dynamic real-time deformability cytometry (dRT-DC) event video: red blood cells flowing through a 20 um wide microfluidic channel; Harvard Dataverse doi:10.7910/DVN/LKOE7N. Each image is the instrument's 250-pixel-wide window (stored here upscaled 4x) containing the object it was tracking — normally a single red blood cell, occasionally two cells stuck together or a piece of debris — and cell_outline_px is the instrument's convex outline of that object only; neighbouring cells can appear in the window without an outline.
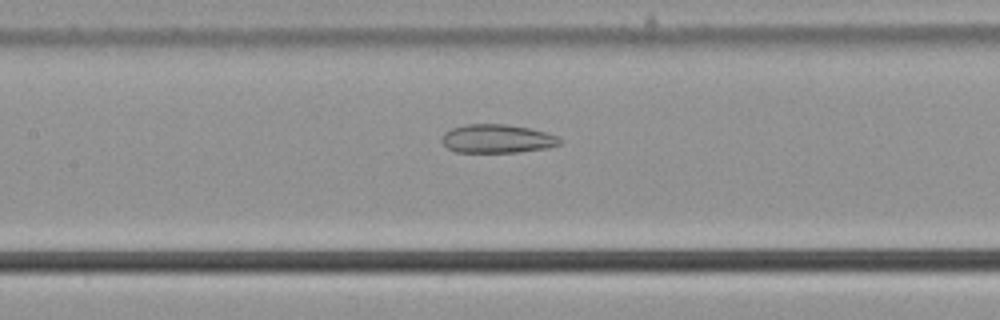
{"species": "common noctule bat (a hibernating species)", "species_latin": "Nyctalus noctula", "temperature_condition": "cold", "stored_images_in_passage": 54, "camera_frame_rate_fps": 3000, "um_per_image_px": 0.085, "animal": {"sex": "male", "body_mass_g": 21.5, "forearm_length_mm": 52.0}, "frame": {"image": 1, "passage_image": 25, "time_ms": 8.0, "image_size_px": [1000, 320], "cell_outline_px": [[564, 140], [560, 144], [548, 148], [516, 152], [456, 152], [448, 148], [440, 140], [444, 132], [452, 128], [464, 124], [504, 124], [528, 128], [560, 136]], "centroid_in_image_um": [42.27, 11.79], "position_along_channel_um": 165.1, "area_um2": 19.77}}
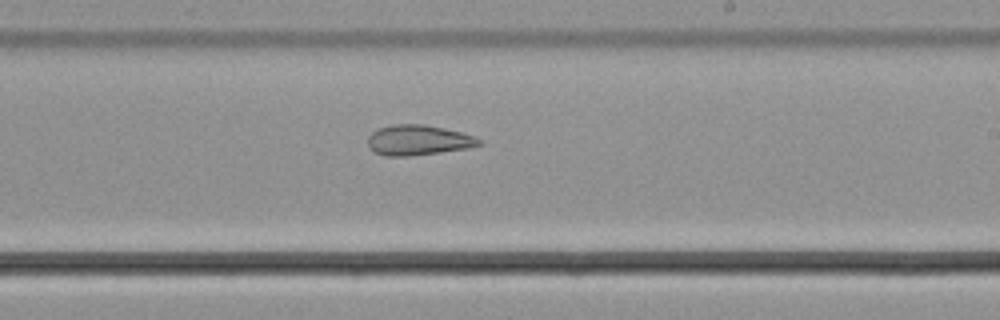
{"frame": {"image": 2, "passage_image": 32, "time_ms": 10.333, "image_size_px": [1000, 320], "cell_outline_px": [[484, 144], [468, 148], [440, 152], [408, 156], [384, 156], [368, 148], [368, 136], [372, 132], [380, 128], [392, 124], [424, 124], [464, 132], [476, 136], [484, 140]], "centroid_in_image_um": [35.61, 11.9], "position_along_channel_um": 253.4, "area_um2": 19.88}}
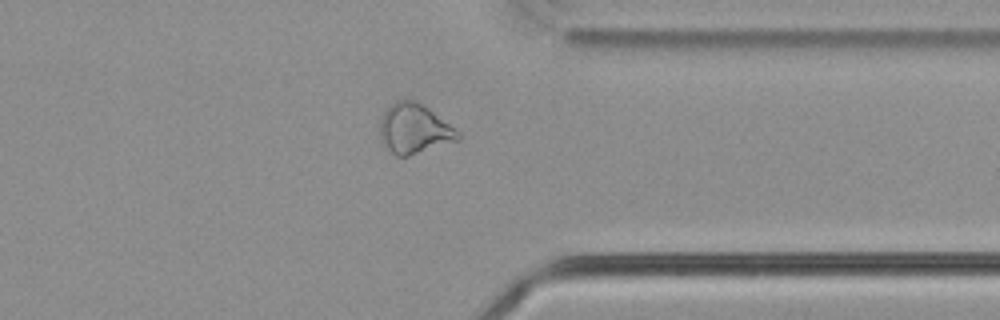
{"frame": {"image": 3, "passage_image": 42, "time_ms": 13.667, "image_size_px": [1000, 320], "cell_outline_px": [[460, 140], [408, 156], [396, 156], [380, 140], [380, 120], [384, 112], [396, 100], [416, 100], [428, 108], [460, 132]], "centroid_in_image_um": [35.21, 10.95], "position_along_channel_um": 376.2, "area_um2": 22.48}, "authors_computed_cell_mechanics": {"area_um2": 24.9407, "velocity_mm_per_s": 3.7962, "shape_relaxation_time_tau1_ms": null, "shape_relaxation_time_tau2_ms": 4.5284, "deformation_change_tau1": null, "deformation_change_tau2": 0.1366}}